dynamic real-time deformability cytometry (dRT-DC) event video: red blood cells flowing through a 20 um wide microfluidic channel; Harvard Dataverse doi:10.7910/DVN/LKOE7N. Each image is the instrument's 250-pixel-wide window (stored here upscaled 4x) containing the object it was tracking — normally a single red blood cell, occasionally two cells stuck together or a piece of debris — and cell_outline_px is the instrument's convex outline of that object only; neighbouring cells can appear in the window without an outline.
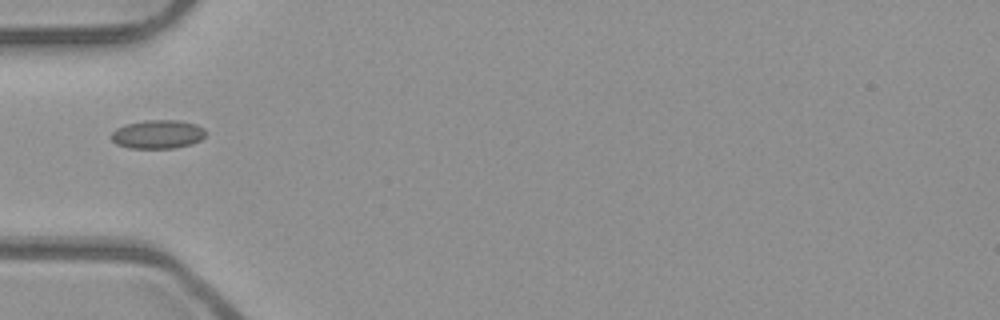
{"species": "common noctule bat (a hibernating species)", "species_latin": "Nyctalus noctula", "temperature_condition": "room temperature", "stored_images_in_passage": 2, "camera_frame_rate_fps": 3000, "um_per_image_px": 0.085, "animal": {"sex": "male", "body_mass_g": 23.1, "forearm_length_mm": 52.7}, "frame": {"image": 1, "passage_image": 2, "time_ms": 0.333, "image_size_px": [1000, 320], "cell_outline_px": [[208, 132], [200, 140], [192, 144], [172, 148], [132, 148], [116, 144], [112, 140], [112, 132], [116, 128], [128, 124], [144, 120], [176, 120], [196, 124], [204, 128]], "centroid_in_image_um": [13.44, 11.41], "position_along_channel_um": 71.6, "area_um2": 15.72}}